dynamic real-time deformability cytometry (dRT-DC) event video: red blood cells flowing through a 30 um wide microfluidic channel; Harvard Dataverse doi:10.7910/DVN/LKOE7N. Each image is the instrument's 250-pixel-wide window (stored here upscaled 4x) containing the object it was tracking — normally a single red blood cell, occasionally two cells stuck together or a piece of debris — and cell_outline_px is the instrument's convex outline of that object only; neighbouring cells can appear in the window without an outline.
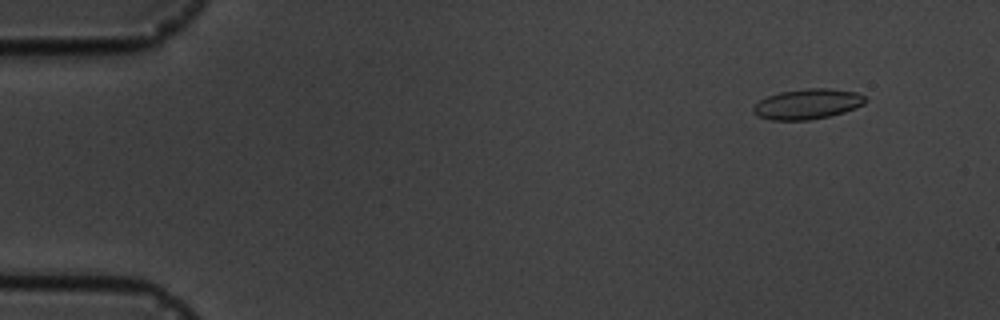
{"species": "common noctule bat (a hibernating species)", "species_latin": "Nyctalus noctula", "temperature_condition": "cold", "stored_images_in_passage": 16, "camera_frame_rate_fps": 3000, "um_per_image_px": 0.085, "animal": {"sex": "male", "body_mass_g": 19.5, "forearm_length_mm": 54.6}, "frame": {"image": 1, "passage_image": 2, "time_ms": 1.333, "image_size_px": [1000, 320], "cell_outline_px": [[868, 100], [864, 104], [856, 108], [844, 112], [828, 116], [808, 120], [772, 120], [760, 116], [752, 112], [752, 108], [760, 100], [768, 96], [780, 92], [808, 88], [828, 88], [856, 92], [864, 96]], "centroid_in_image_um": [68.66, 8.84], "position_along_channel_um": 16.3, "area_um2": 19.65}}
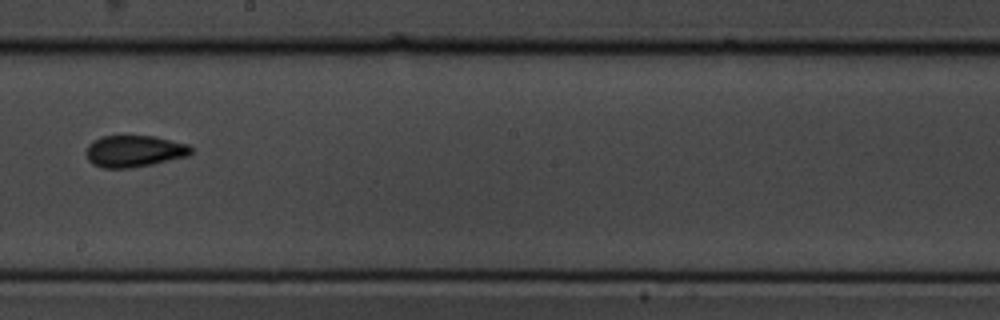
{"frame": {"image": 2, "passage_image": 9, "time_ms": 10.333, "image_size_px": [1000, 320], "cell_outline_px": [[192, 152], [188, 156], [152, 164], [128, 168], [104, 168], [92, 164], [88, 160], [88, 144], [104, 136], [156, 136], [188, 144], [192, 148]], "centroid_in_image_um": [11.45, 12.85], "position_along_channel_um": 236.7, "area_um2": 19.19}}
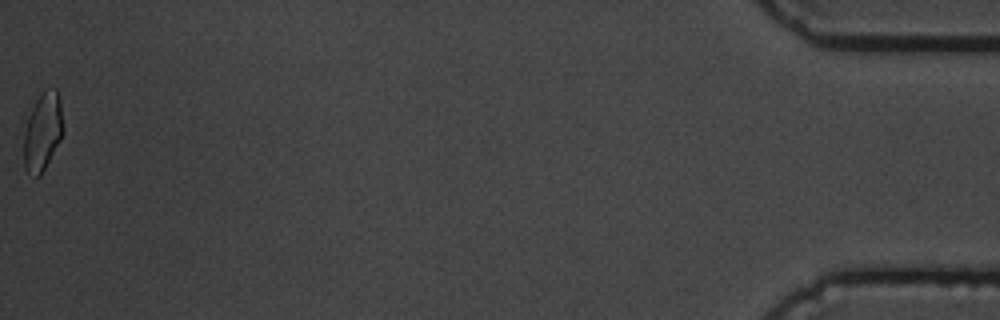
{"frame": {"image": 3, "passage_image": 16, "time_ms": 18.333, "image_size_px": [1000, 320], "cell_outline_px": [[64, 132], [60, 140], [40, 176], [36, 176], [28, 172], [24, 168], [24, 132], [32, 108], [40, 92], [44, 88], [56, 88], [60, 96], [64, 128]], "centroid_in_image_um": [3.65, 11.13], "position_along_channel_um": 431.5, "area_um2": 17.98}, "authors_computed_cell_mechanics": {"area_um2": 19.3052, "velocity_mm_per_s": 3.6211, "shape_relaxation_time_tau1_ms": 4.7075, "shape_relaxation_time_tau2_ms": 0.9312, "deformation_change_tau1": 0.1119, "deformation_change_tau2": 0.0481}}